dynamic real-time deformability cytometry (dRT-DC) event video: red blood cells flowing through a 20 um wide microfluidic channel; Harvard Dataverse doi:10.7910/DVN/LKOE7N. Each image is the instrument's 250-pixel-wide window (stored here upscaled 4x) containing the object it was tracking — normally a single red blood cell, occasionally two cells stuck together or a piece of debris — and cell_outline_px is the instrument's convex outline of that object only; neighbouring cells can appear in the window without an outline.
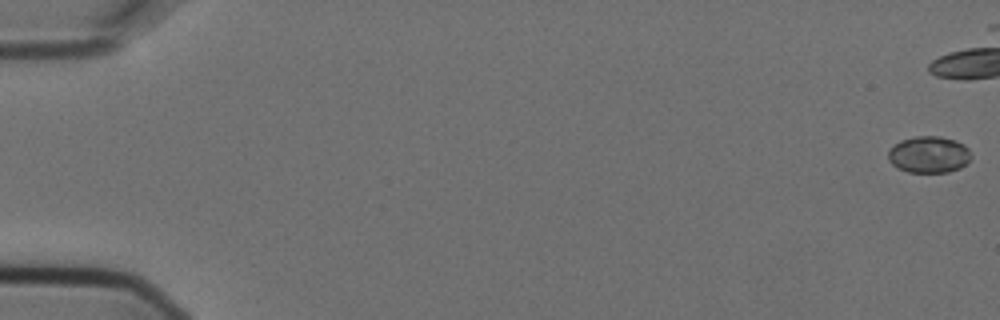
{"species": "Egyptian fruit bat (a non-hibernating species)", "species_latin": "Rousettus aegyptiacus", "temperature_condition": "cold", "stored_images_in_passage": 6, "camera_frame_rate_fps": 3000, "um_per_image_px": 0.085, "animal": {"sex": "female"}, "frame": {"image": 1, "passage_image": 1, "time_ms": 0.0, "image_size_px": [1000, 320], "cell_outline_px": [[972, 156], [960, 168], [948, 172], [908, 172], [896, 168], [888, 160], [888, 152], [900, 140], [916, 136], [940, 136], [956, 140], [964, 144], [968, 148]], "centroid_in_image_um": [78.95, 13.13], "position_along_channel_um": 6.0, "area_um2": 17.74}}
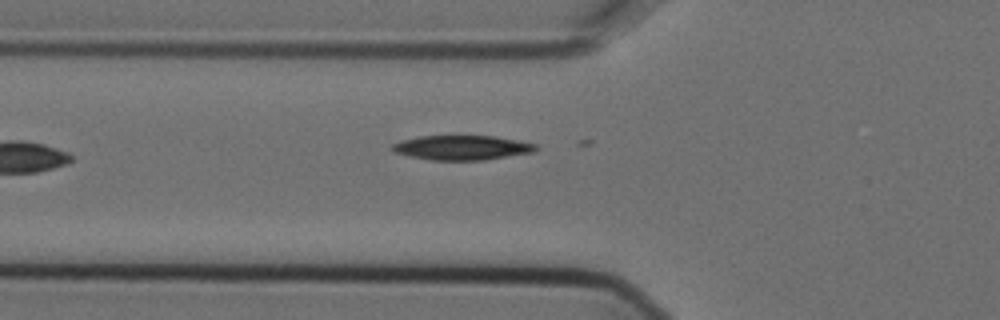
{"frame": {"image": 2, "passage_image": 6, "time_ms": 1.667, "image_size_px": [1000, 320], "cell_outline_px": [[540, 148], [532, 152], [484, 160], [432, 160], [392, 152], [392, 144], [400, 140], [420, 136], [496, 136], [536, 144]], "centroid_in_image_um": [39.26, 12.54], "position_along_channel_um": 86.5, "area_um2": 20.46}}